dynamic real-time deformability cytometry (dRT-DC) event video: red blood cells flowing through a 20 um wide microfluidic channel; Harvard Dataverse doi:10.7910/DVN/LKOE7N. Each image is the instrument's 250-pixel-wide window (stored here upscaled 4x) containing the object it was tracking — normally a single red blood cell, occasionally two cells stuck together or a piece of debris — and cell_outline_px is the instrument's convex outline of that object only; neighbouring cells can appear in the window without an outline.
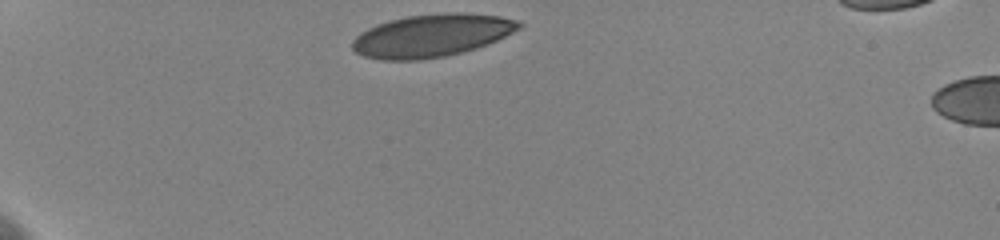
{"species": "human", "species_latin": "Homo sapiens", "temperature_condition": "cold", "stored_images_in_passage": 34, "camera_frame_rate_fps": 3000, "um_per_image_px": 0.085, "donor": {"sex": "female"}, "frame": {"image": 1, "passage_image": 1, "time_ms": 0.0, "image_size_px": [1000, 240], "cell_outline_px": [[524, 24], [520, 28], [488, 44], [476, 48], [444, 56], [420, 60], [380, 60], [364, 56], [356, 52], [352, 48], [352, 40], [360, 32], [368, 28], [392, 20], [408, 16], [448, 12], [464, 12], [500, 16], [520, 20]], "centroid_in_image_um": [36.71, 3.02], "position_along_channel_um": 48.3, "area_um2": 41.38}}
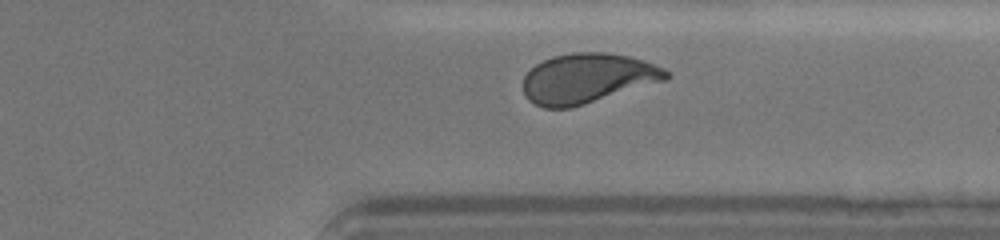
{"frame": {"image": 2, "passage_image": 31, "time_ms": 10.0, "image_size_px": [1000, 240], "cell_outline_px": [[672, 76], [668, 80], [572, 108], [544, 108], [528, 100], [524, 96], [524, 76], [536, 64], [552, 56], [572, 52], [608, 52], [628, 56], [644, 60], [664, 68], [672, 72]], "centroid_in_image_um": [49.99, 6.66], "position_along_channel_um": 361.4, "area_um2": 42.02}}
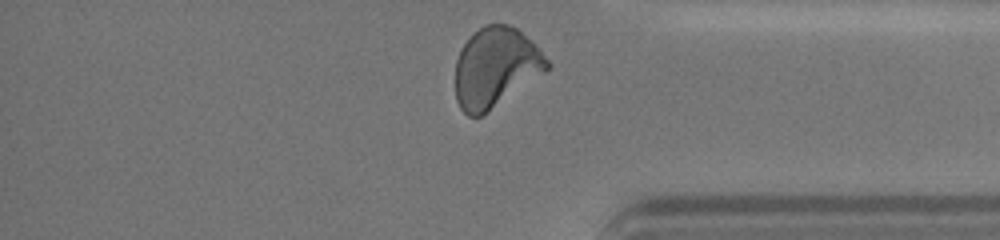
{"frame": {"image": 3, "passage_image": 34, "time_ms": 11.0, "image_size_px": [1000, 240], "cell_outline_px": [[552, 64], [548, 68], [480, 116], [468, 116], [460, 108], [456, 100], [456, 60], [464, 44], [484, 24], [508, 24], [516, 28], [532, 40]], "centroid_in_image_um": [42.11, 5.7], "position_along_channel_um": 393.1, "area_um2": 41.62}, "authors_computed_cell_mechanics": {"area_um2": 41.9917, "velocity_mm_per_s": 3.5772, "shape_relaxation_time_tau1_ms": 4.5986, "shape_relaxation_time_tau2_ms": null, "deformation_change_tau1": 0.1518, "deformation_change_tau2": null}}